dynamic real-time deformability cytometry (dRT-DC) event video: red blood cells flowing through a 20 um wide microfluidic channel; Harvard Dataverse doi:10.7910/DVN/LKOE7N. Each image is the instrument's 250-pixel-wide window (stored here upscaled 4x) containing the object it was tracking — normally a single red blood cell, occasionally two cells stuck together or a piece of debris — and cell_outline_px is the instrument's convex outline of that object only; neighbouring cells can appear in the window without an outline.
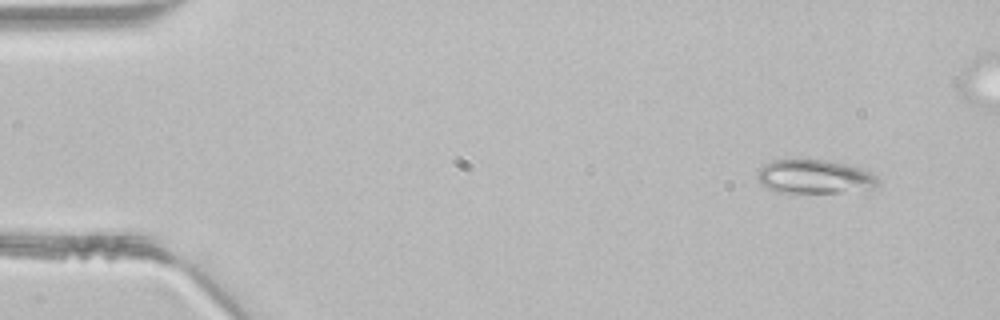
{"species": "common noctule bat (a hibernating species)", "species_latin": "Nyctalus noctula", "temperature_condition": "room temperature", "stored_images_in_passage": 10, "camera_frame_rate_fps": 3000, "um_per_image_px": 0.085, "animal": {"sex": "male", "body_mass_g": 21.5, "forearm_length_mm": 52.0}, "frame": {"image": 1, "passage_image": 1, "time_ms": 0.0, "image_size_px": [1000, 320], "cell_outline_px": [[880, 184], [872, 188], [836, 192], [792, 196], [776, 192], [760, 184], [756, 180], [756, 176], [760, 168], [764, 164], [772, 160], [824, 160], [848, 164], [860, 168], [876, 176], [880, 180]], "centroid_in_image_um": [69.16, 15.06], "position_along_channel_um": 15.8, "area_um2": 24.51}}